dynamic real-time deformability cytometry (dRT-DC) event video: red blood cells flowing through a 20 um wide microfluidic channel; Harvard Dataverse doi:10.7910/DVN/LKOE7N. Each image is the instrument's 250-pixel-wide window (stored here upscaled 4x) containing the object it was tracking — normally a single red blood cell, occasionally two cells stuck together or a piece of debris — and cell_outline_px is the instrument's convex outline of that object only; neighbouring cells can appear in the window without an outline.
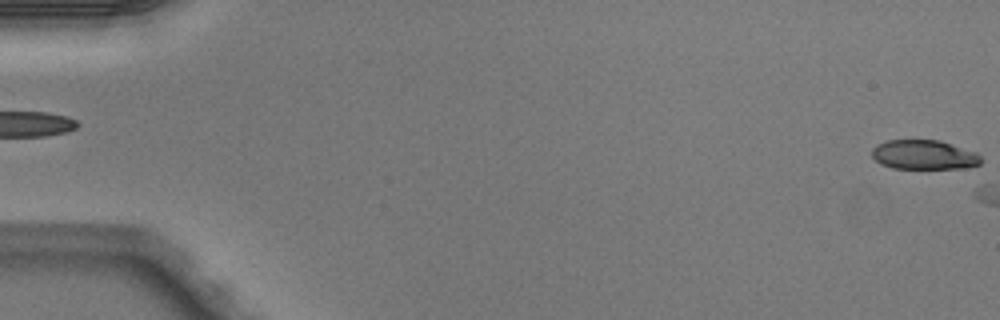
{"species": "Egyptian fruit bat (a non-hibernating species)", "species_latin": "Rousettus aegyptiacus", "temperature_condition": "warm", "stored_images_in_passage": 5, "camera_frame_rate_fps": 3000, "um_per_image_px": 0.085, "animal": {"sex": "male"}, "frame": {"image": 1, "passage_image": 5, "time_ms": 1.333, "image_size_px": [1000, 320], "cell_outline_px": [[984, 160], [980, 164], [964, 168], [892, 168], [880, 164], [872, 156], [872, 148], [876, 144], [888, 140], [940, 140], [976, 152]], "centroid_in_image_um": [78.54, 13.15], "position_along_channel_um": 6.5, "area_um2": 18.79}}